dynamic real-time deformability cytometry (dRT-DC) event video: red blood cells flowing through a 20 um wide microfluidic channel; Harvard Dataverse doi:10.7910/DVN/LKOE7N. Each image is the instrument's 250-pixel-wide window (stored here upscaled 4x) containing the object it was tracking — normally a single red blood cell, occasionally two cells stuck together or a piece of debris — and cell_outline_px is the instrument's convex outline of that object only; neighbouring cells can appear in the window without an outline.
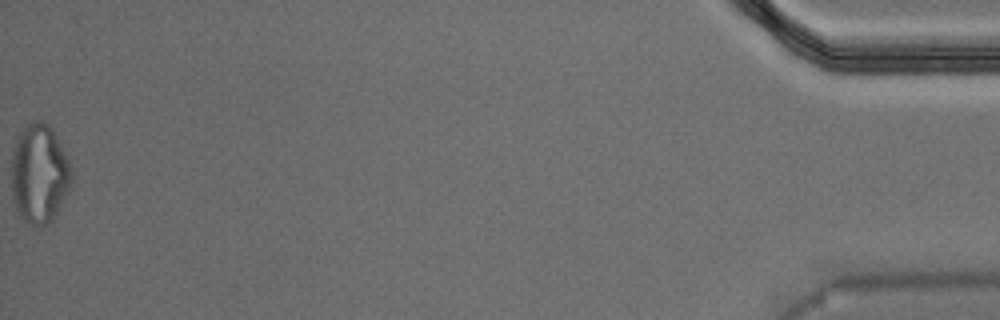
{"species": "Egyptian fruit bat (a non-hibernating species)", "species_latin": "Rousettus aegyptiacus", "temperature_condition": "warm", "stored_images_in_passage": 39, "camera_frame_rate_fps": 3000, "um_per_image_px": 0.085, "animal": {"sex": "male"}, "frame": {"image": 1, "passage_image": 39, "time_ms": 12.667, "image_size_px": [1000, 320], "cell_outline_px": [[72, 180], [68, 192], [52, 220], [40, 228], [32, 228], [20, 216], [16, 208], [12, 196], [12, 156], [16, 140], [20, 132], [32, 120], [40, 120], [48, 124], [52, 128], [68, 160], [72, 172]], "centroid_in_image_um": [3.34, 14.8], "position_along_channel_um": 431.9, "area_um2": 34.8}}